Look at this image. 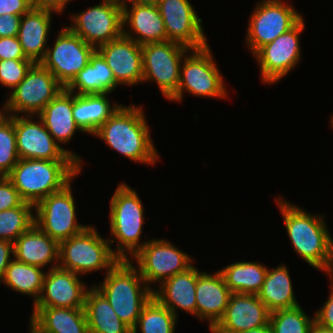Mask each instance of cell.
I'll return each instance as SVG.
<instances>
[{"mask_svg":"<svg viewBox=\"0 0 333 333\" xmlns=\"http://www.w3.org/2000/svg\"><path fill=\"white\" fill-rule=\"evenodd\" d=\"M274 200L294 251L314 269L333 276V238L325 215L311 214L282 196Z\"/></svg>","mask_w":333,"mask_h":333,"instance_id":"cell-1","label":"cell"},{"mask_svg":"<svg viewBox=\"0 0 333 333\" xmlns=\"http://www.w3.org/2000/svg\"><path fill=\"white\" fill-rule=\"evenodd\" d=\"M121 105L97 130L98 137L111 149L132 162L155 165L160 157L152 141L141 105Z\"/></svg>","mask_w":333,"mask_h":333,"instance_id":"cell-2","label":"cell"},{"mask_svg":"<svg viewBox=\"0 0 333 333\" xmlns=\"http://www.w3.org/2000/svg\"><path fill=\"white\" fill-rule=\"evenodd\" d=\"M76 160L19 159L6 176L24 202L36 205L80 174Z\"/></svg>","mask_w":333,"mask_h":333,"instance_id":"cell-3","label":"cell"},{"mask_svg":"<svg viewBox=\"0 0 333 333\" xmlns=\"http://www.w3.org/2000/svg\"><path fill=\"white\" fill-rule=\"evenodd\" d=\"M133 259L119 260L94 286L109 302L117 316L131 330L143 306L152 298V290L141 277Z\"/></svg>","mask_w":333,"mask_h":333,"instance_id":"cell-4","label":"cell"},{"mask_svg":"<svg viewBox=\"0 0 333 333\" xmlns=\"http://www.w3.org/2000/svg\"><path fill=\"white\" fill-rule=\"evenodd\" d=\"M110 203V246L116 242L114 255L119 260H130L147 242H141L144 206L135 189L125 183L118 184ZM112 238H115L113 240ZM130 256V257H129Z\"/></svg>","mask_w":333,"mask_h":333,"instance_id":"cell-5","label":"cell"},{"mask_svg":"<svg viewBox=\"0 0 333 333\" xmlns=\"http://www.w3.org/2000/svg\"><path fill=\"white\" fill-rule=\"evenodd\" d=\"M118 261L109 240L92 225L59 243L58 266L80 276L102 270L107 273Z\"/></svg>","mask_w":333,"mask_h":333,"instance_id":"cell-6","label":"cell"},{"mask_svg":"<svg viewBox=\"0 0 333 333\" xmlns=\"http://www.w3.org/2000/svg\"><path fill=\"white\" fill-rule=\"evenodd\" d=\"M210 46L190 49L180 67V80L176 93L169 101L180 102L185 92L200 98H227L222 74L216 66Z\"/></svg>","mask_w":333,"mask_h":333,"instance_id":"cell-7","label":"cell"},{"mask_svg":"<svg viewBox=\"0 0 333 333\" xmlns=\"http://www.w3.org/2000/svg\"><path fill=\"white\" fill-rule=\"evenodd\" d=\"M255 5L244 39L253 55L261 47L293 28L303 18L293 4H285L282 0H261Z\"/></svg>","mask_w":333,"mask_h":333,"instance_id":"cell-8","label":"cell"},{"mask_svg":"<svg viewBox=\"0 0 333 333\" xmlns=\"http://www.w3.org/2000/svg\"><path fill=\"white\" fill-rule=\"evenodd\" d=\"M63 89L65 87L48 69L41 63H34L7 98L8 114L37 116Z\"/></svg>","mask_w":333,"mask_h":333,"instance_id":"cell-9","label":"cell"},{"mask_svg":"<svg viewBox=\"0 0 333 333\" xmlns=\"http://www.w3.org/2000/svg\"><path fill=\"white\" fill-rule=\"evenodd\" d=\"M71 187L70 182L34 206V224L58 243L81 233L89 226L77 222L76 203Z\"/></svg>","mask_w":333,"mask_h":333,"instance_id":"cell-10","label":"cell"},{"mask_svg":"<svg viewBox=\"0 0 333 333\" xmlns=\"http://www.w3.org/2000/svg\"><path fill=\"white\" fill-rule=\"evenodd\" d=\"M189 50L170 41L142 45L143 82H156L163 97L169 100L178 89L181 63Z\"/></svg>","mask_w":333,"mask_h":333,"instance_id":"cell-11","label":"cell"},{"mask_svg":"<svg viewBox=\"0 0 333 333\" xmlns=\"http://www.w3.org/2000/svg\"><path fill=\"white\" fill-rule=\"evenodd\" d=\"M132 258L136 260L141 277L152 291V283L161 284L194 263L192 256L163 238L150 239Z\"/></svg>","mask_w":333,"mask_h":333,"instance_id":"cell-12","label":"cell"},{"mask_svg":"<svg viewBox=\"0 0 333 333\" xmlns=\"http://www.w3.org/2000/svg\"><path fill=\"white\" fill-rule=\"evenodd\" d=\"M122 0H102L78 14H71L67 26L87 44L99 47L123 34Z\"/></svg>","mask_w":333,"mask_h":333,"instance_id":"cell-13","label":"cell"},{"mask_svg":"<svg viewBox=\"0 0 333 333\" xmlns=\"http://www.w3.org/2000/svg\"><path fill=\"white\" fill-rule=\"evenodd\" d=\"M54 41L40 63L66 88L89 63L96 48L87 44L67 26L58 32Z\"/></svg>","mask_w":333,"mask_h":333,"instance_id":"cell-14","label":"cell"},{"mask_svg":"<svg viewBox=\"0 0 333 333\" xmlns=\"http://www.w3.org/2000/svg\"><path fill=\"white\" fill-rule=\"evenodd\" d=\"M302 18L293 28L261 47L253 57L260 68L263 84H275L299 64L301 59L300 34L304 31Z\"/></svg>","mask_w":333,"mask_h":333,"instance_id":"cell-15","label":"cell"},{"mask_svg":"<svg viewBox=\"0 0 333 333\" xmlns=\"http://www.w3.org/2000/svg\"><path fill=\"white\" fill-rule=\"evenodd\" d=\"M33 115L14 116L16 148L20 159L76 160L82 167V159L69 149L60 146L44 126L42 120Z\"/></svg>","mask_w":333,"mask_h":333,"instance_id":"cell-16","label":"cell"},{"mask_svg":"<svg viewBox=\"0 0 333 333\" xmlns=\"http://www.w3.org/2000/svg\"><path fill=\"white\" fill-rule=\"evenodd\" d=\"M157 7L165 24L167 41L189 49L208 45L202 19L189 0H162Z\"/></svg>","mask_w":333,"mask_h":333,"instance_id":"cell-17","label":"cell"},{"mask_svg":"<svg viewBox=\"0 0 333 333\" xmlns=\"http://www.w3.org/2000/svg\"><path fill=\"white\" fill-rule=\"evenodd\" d=\"M79 276L59 266L48 269L40 298L33 307L84 308L90 288Z\"/></svg>","mask_w":333,"mask_h":333,"instance_id":"cell-18","label":"cell"},{"mask_svg":"<svg viewBox=\"0 0 333 333\" xmlns=\"http://www.w3.org/2000/svg\"><path fill=\"white\" fill-rule=\"evenodd\" d=\"M96 51L107 62L119 85L135 86L143 82L142 45L122 34Z\"/></svg>","mask_w":333,"mask_h":333,"instance_id":"cell-19","label":"cell"},{"mask_svg":"<svg viewBox=\"0 0 333 333\" xmlns=\"http://www.w3.org/2000/svg\"><path fill=\"white\" fill-rule=\"evenodd\" d=\"M270 311L258 295L232 293L224 315L212 333H241L269 324Z\"/></svg>","mask_w":333,"mask_h":333,"instance_id":"cell-20","label":"cell"},{"mask_svg":"<svg viewBox=\"0 0 333 333\" xmlns=\"http://www.w3.org/2000/svg\"><path fill=\"white\" fill-rule=\"evenodd\" d=\"M122 8L123 35L139 45L167 41L165 24L157 5L122 0Z\"/></svg>","mask_w":333,"mask_h":333,"instance_id":"cell-21","label":"cell"},{"mask_svg":"<svg viewBox=\"0 0 333 333\" xmlns=\"http://www.w3.org/2000/svg\"><path fill=\"white\" fill-rule=\"evenodd\" d=\"M196 318L209 322L211 330L224 315L232 292L225 283L222 273L201 272L196 285Z\"/></svg>","mask_w":333,"mask_h":333,"instance_id":"cell-22","label":"cell"},{"mask_svg":"<svg viewBox=\"0 0 333 333\" xmlns=\"http://www.w3.org/2000/svg\"><path fill=\"white\" fill-rule=\"evenodd\" d=\"M53 13L61 14L50 8L33 6L21 16L17 38L26 58L34 63H40L46 55Z\"/></svg>","mask_w":333,"mask_h":333,"instance_id":"cell-23","label":"cell"},{"mask_svg":"<svg viewBox=\"0 0 333 333\" xmlns=\"http://www.w3.org/2000/svg\"><path fill=\"white\" fill-rule=\"evenodd\" d=\"M200 270L194 264L184 272L168 278L158 289L152 291L153 297L168 308L176 317L177 310L196 316V285ZM178 308V309H177Z\"/></svg>","mask_w":333,"mask_h":333,"instance_id":"cell-24","label":"cell"},{"mask_svg":"<svg viewBox=\"0 0 333 333\" xmlns=\"http://www.w3.org/2000/svg\"><path fill=\"white\" fill-rule=\"evenodd\" d=\"M29 333H89L84 308L33 307Z\"/></svg>","mask_w":333,"mask_h":333,"instance_id":"cell-25","label":"cell"},{"mask_svg":"<svg viewBox=\"0 0 333 333\" xmlns=\"http://www.w3.org/2000/svg\"><path fill=\"white\" fill-rule=\"evenodd\" d=\"M14 258L44 269L48 264L49 269L55 268L59 265V243L34 224L15 240Z\"/></svg>","mask_w":333,"mask_h":333,"instance_id":"cell-26","label":"cell"},{"mask_svg":"<svg viewBox=\"0 0 333 333\" xmlns=\"http://www.w3.org/2000/svg\"><path fill=\"white\" fill-rule=\"evenodd\" d=\"M72 110L73 93L65 88L37 115L60 146L69 144L76 131L84 133L74 121Z\"/></svg>","mask_w":333,"mask_h":333,"instance_id":"cell-27","label":"cell"},{"mask_svg":"<svg viewBox=\"0 0 333 333\" xmlns=\"http://www.w3.org/2000/svg\"><path fill=\"white\" fill-rule=\"evenodd\" d=\"M111 93L76 95L73 93V118L84 133L94 135L98 128L122 105L109 101ZM117 103V104H116Z\"/></svg>","mask_w":333,"mask_h":333,"instance_id":"cell-28","label":"cell"},{"mask_svg":"<svg viewBox=\"0 0 333 333\" xmlns=\"http://www.w3.org/2000/svg\"><path fill=\"white\" fill-rule=\"evenodd\" d=\"M257 295L270 312L299 306L285 264L271 270L268 268L265 281Z\"/></svg>","mask_w":333,"mask_h":333,"instance_id":"cell-29","label":"cell"},{"mask_svg":"<svg viewBox=\"0 0 333 333\" xmlns=\"http://www.w3.org/2000/svg\"><path fill=\"white\" fill-rule=\"evenodd\" d=\"M84 310L89 333H132L94 285L86 294Z\"/></svg>","mask_w":333,"mask_h":333,"instance_id":"cell-30","label":"cell"},{"mask_svg":"<svg viewBox=\"0 0 333 333\" xmlns=\"http://www.w3.org/2000/svg\"><path fill=\"white\" fill-rule=\"evenodd\" d=\"M232 293L257 295L268 271L262 263L237 261L219 270Z\"/></svg>","mask_w":333,"mask_h":333,"instance_id":"cell-31","label":"cell"},{"mask_svg":"<svg viewBox=\"0 0 333 333\" xmlns=\"http://www.w3.org/2000/svg\"><path fill=\"white\" fill-rule=\"evenodd\" d=\"M45 273L43 268L19 262L14 258L6 268L2 282L14 292L32 296L34 306L40 298Z\"/></svg>","mask_w":333,"mask_h":333,"instance_id":"cell-32","label":"cell"},{"mask_svg":"<svg viewBox=\"0 0 333 333\" xmlns=\"http://www.w3.org/2000/svg\"><path fill=\"white\" fill-rule=\"evenodd\" d=\"M178 317L153 296L143 306L132 333H175Z\"/></svg>","mask_w":333,"mask_h":333,"instance_id":"cell-33","label":"cell"},{"mask_svg":"<svg viewBox=\"0 0 333 333\" xmlns=\"http://www.w3.org/2000/svg\"><path fill=\"white\" fill-rule=\"evenodd\" d=\"M34 205L23 202L16 208L0 212V240L12 243L34 225Z\"/></svg>","mask_w":333,"mask_h":333,"instance_id":"cell-34","label":"cell"},{"mask_svg":"<svg viewBox=\"0 0 333 333\" xmlns=\"http://www.w3.org/2000/svg\"><path fill=\"white\" fill-rule=\"evenodd\" d=\"M314 322L315 317L307 316L300 305L273 311L269 319L273 333H309Z\"/></svg>","mask_w":333,"mask_h":333,"instance_id":"cell-35","label":"cell"},{"mask_svg":"<svg viewBox=\"0 0 333 333\" xmlns=\"http://www.w3.org/2000/svg\"><path fill=\"white\" fill-rule=\"evenodd\" d=\"M16 148L14 116L0 123V177L7 176L19 160Z\"/></svg>","mask_w":333,"mask_h":333,"instance_id":"cell-36","label":"cell"},{"mask_svg":"<svg viewBox=\"0 0 333 333\" xmlns=\"http://www.w3.org/2000/svg\"><path fill=\"white\" fill-rule=\"evenodd\" d=\"M33 64L30 59L0 60V84L11 92L24 79Z\"/></svg>","mask_w":333,"mask_h":333,"instance_id":"cell-37","label":"cell"},{"mask_svg":"<svg viewBox=\"0 0 333 333\" xmlns=\"http://www.w3.org/2000/svg\"><path fill=\"white\" fill-rule=\"evenodd\" d=\"M66 89L76 95L97 94L96 66L89 61Z\"/></svg>","mask_w":333,"mask_h":333,"instance_id":"cell-38","label":"cell"},{"mask_svg":"<svg viewBox=\"0 0 333 333\" xmlns=\"http://www.w3.org/2000/svg\"><path fill=\"white\" fill-rule=\"evenodd\" d=\"M90 62L96 66L97 75V94L111 93L120 86L103 57L95 51L90 57Z\"/></svg>","mask_w":333,"mask_h":333,"instance_id":"cell-39","label":"cell"},{"mask_svg":"<svg viewBox=\"0 0 333 333\" xmlns=\"http://www.w3.org/2000/svg\"><path fill=\"white\" fill-rule=\"evenodd\" d=\"M23 202L13 183L6 176L0 177V212L16 208Z\"/></svg>","mask_w":333,"mask_h":333,"instance_id":"cell-40","label":"cell"},{"mask_svg":"<svg viewBox=\"0 0 333 333\" xmlns=\"http://www.w3.org/2000/svg\"><path fill=\"white\" fill-rule=\"evenodd\" d=\"M27 59L17 36L0 37V60Z\"/></svg>","mask_w":333,"mask_h":333,"instance_id":"cell-41","label":"cell"},{"mask_svg":"<svg viewBox=\"0 0 333 333\" xmlns=\"http://www.w3.org/2000/svg\"><path fill=\"white\" fill-rule=\"evenodd\" d=\"M331 279L330 295L328 299L324 302L320 309L315 312V322L319 325L330 328L333 330V276H328Z\"/></svg>","mask_w":333,"mask_h":333,"instance_id":"cell-42","label":"cell"},{"mask_svg":"<svg viewBox=\"0 0 333 333\" xmlns=\"http://www.w3.org/2000/svg\"><path fill=\"white\" fill-rule=\"evenodd\" d=\"M33 3L30 0H0V15H20L27 13Z\"/></svg>","mask_w":333,"mask_h":333,"instance_id":"cell-43","label":"cell"},{"mask_svg":"<svg viewBox=\"0 0 333 333\" xmlns=\"http://www.w3.org/2000/svg\"><path fill=\"white\" fill-rule=\"evenodd\" d=\"M20 23V15H0V37L17 36Z\"/></svg>","mask_w":333,"mask_h":333,"instance_id":"cell-44","label":"cell"},{"mask_svg":"<svg viewBox=\"0 0 333 333\" xmlns=\"http://www.w3.org/2000/svg\"><path fill=\"white\" fill-rule=\"evenodd\" d=\"M13 259L14 243L7 240H0V283L4 278L6 268Z\"/></svg>","mask_w":333,"mask_h":333,"instance_id":"cell-45","label":"cell"},{"mask_svg":"<svg viewBox=\"0 0 333 333\" xmlns=\"http://www.w3.org/2000/svg\"><path fill=\"white\" fill-rule=\"evenodd\" d=\"M73 0H34L35 7H44L50 8L59 13L64 12L63 10L66 9L67 4Z\"/></svg>","mask_w":333,"mask_h":333,"instance_id":"cell-46","label":"cell"},{"mask_svg":"<svg viewBox=\"0 0 333 333\" xmlns=\"http://www.w3.org/2000/svg\"><path fill=\"white\" fill-rule=\"evenodd\" d=\"M309 333H333V330L330 328L323 327L317 322H314L310 328Z\"/></svg>","mask_w":333,"mask_h":333,"instance_id":"cell-47","label":"cell"},{"mask_svg":"<svg viewBox=\"0 0 333 333\" xmlns=\"http://www.w3.org/2000/svg\"><path fill=\"white\" fill-rule=\"evenodd\" d=\"M241 333H273L270 324L264 325L259 328L250 329Z\"/></svg>","mask_w":333,"mask_h":333,"instance_id":"cell-48","label":"cell"},{"mask_svg":"<svg viewBox=\"0 0 333 333\" xmlns=\"http://www.w3.org/2000/svg\"><path fill=\"white\" fill-rule=\"evenodd\" d=\"M8 117L9 114L7 111V102H5L2 108H0V123H2Z\"/></svg>","mask_w":333,"mask_h":333,"instance_id":"cell-49","label":"cell"},{"mask_svg":"<svg viewBox=\"0 0 333 333\" xmlns=\"http://www.w3.org/2000/svg\"><path fill=\"white\" fill-rule=\"evenodd\" d=\"M137 1L143 2V3H147V4H155V5H157L162 0H137Z\"/></svg>","mask_w":333,"mask_h":333,"instance_id":"cell-50","label":"cell"},{"mask_svg":"<svg viewBox=\"0 0 333 333\" xmlns=\"http://www.w3.org/2000/svg\"><path fill=\"white\" fill-rule=\"evenodd\" d=\"M330 124H331V125H332V127H333V116L331 117Z\"/></svg>","mask_w":333,"mask_h":333,"instance_id":"cell-51","label":"cell"}]
</instances>
